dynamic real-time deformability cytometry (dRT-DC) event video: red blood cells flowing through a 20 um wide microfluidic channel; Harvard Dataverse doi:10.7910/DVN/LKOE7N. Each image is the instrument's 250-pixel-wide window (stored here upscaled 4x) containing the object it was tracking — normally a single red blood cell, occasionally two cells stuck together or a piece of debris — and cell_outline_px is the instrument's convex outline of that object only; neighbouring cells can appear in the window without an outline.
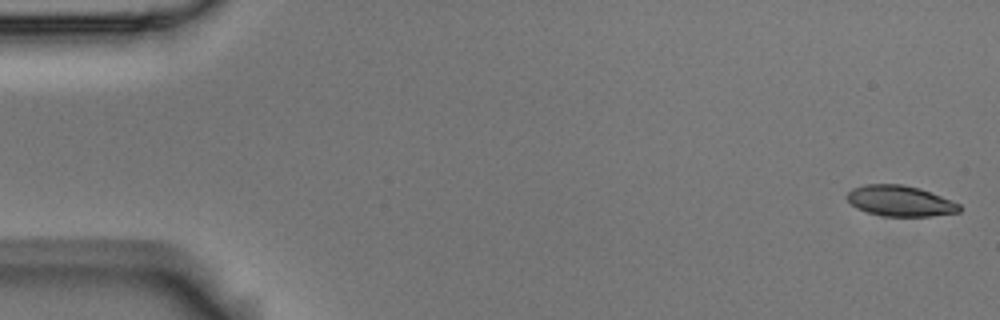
{"species": "Egyptian fruit bat (a non-hibernating species)", "species_latin": "Rousettus aegyptiacus", "temperature_condition": "room temperature", "stored_images_in_passage": 4, "camera_frame_rate_fps": 3000, "um_per_image_px": 0.085, "animal": {"sex": "male"}, "frame": {"image": 1, "passage_image": 1, "time_ms": 0.0, "image_size_px": [1000, 320], "cell_outline_px": [[960, 212], [932, 216], [884, 216], [868, 212], [856, 208], [848, 200], [848, 192], [852, 188], [864, 184], [904, 184], [920, 188], [960, 204]], "centroid_in_image_um": [76.51, 17.07], "position_along_channel_um": 8.5, "area_um2": 20.0}}
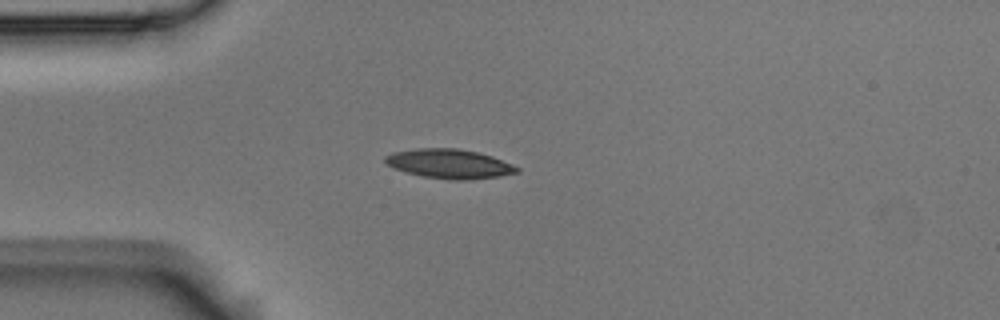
{"frame": {"image": 2, "passage_image": 4, "time_ms": 1.0, "image_size_px": [1000, 320], "cell_outline_px": [[520, 172], [500, 176], [468, 180], [452, 180], [424, 176], [408, 172], [396, 168], [388, 164], [384, 160], [384, 156], [392, 152], [416, 148], [460, 148], [480, 152], [492, 156], [512, 164], [520, 168]], "centroid_in_image_um": [38.24, 13.91], "position_along_channel_um": 46.8, "area_um2": 22.54}}